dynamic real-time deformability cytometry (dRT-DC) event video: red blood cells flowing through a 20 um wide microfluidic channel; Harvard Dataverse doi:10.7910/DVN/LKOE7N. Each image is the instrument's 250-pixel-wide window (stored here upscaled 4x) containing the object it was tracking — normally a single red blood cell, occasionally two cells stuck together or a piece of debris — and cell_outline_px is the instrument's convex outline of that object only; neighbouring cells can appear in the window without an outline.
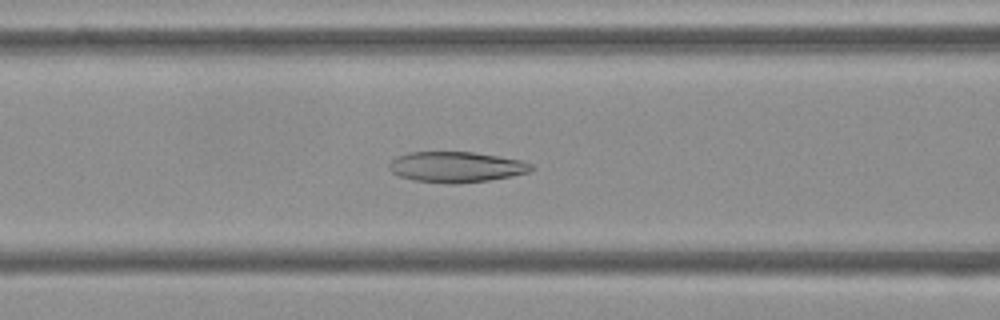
{"species": "Egyptian fruit bat (a non-hibernating species)", "species_latin": "Rousettus aegyptiacus", "temperature_condition": "cold", "stored_images_in_passage": 54, "camera_frame_rate_fps": 3000, "um_per_image_px": 0.085, "frame": {"image": 1, "passage_image": 22, "time_ms": 7.0, "image_size_px": [1000, 320], "cell_outline_px": [[536, 168], [528, 172], [512, 176], [488, 180], [456, 184], [452, 184], [412, 180], [400, 176], [392, 172], [388, 168], [388, 164], [396, 156], [408, 152], [472, 152], [500, 156], [520, 160], [532, 164]], "centroid_in_image_um": [38.77, 14.19], "position_along_channel_um": 127.8, "area_um2": 25.49}}
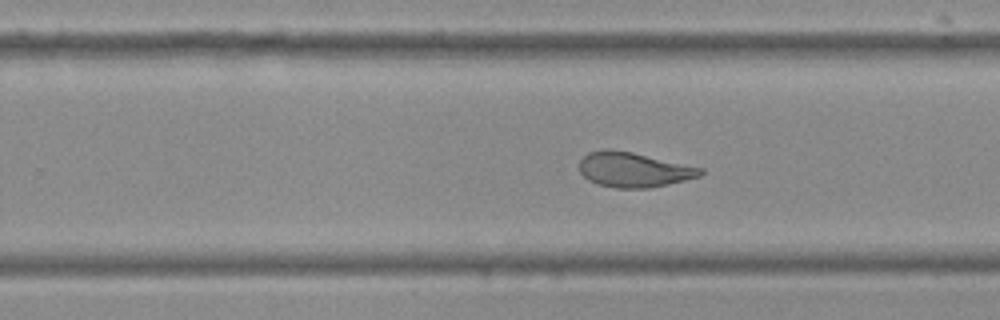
{"frame": {"image": 2, "passage_image": 34, "time_ms": 11.0, "image_size_px": [1000, 320], "cell_outline_px": [[704, 172], [700, 176], [668, 184], [648, 188], [616, 188], [596, 184], [588, 180], [580, 172], [580, 160], [588, 152], [604, 148], [608, 148], [632, 152], [704, 168]], "centroid_in_image_um": [53.84, 14.42], "position_along_channel_um": 276.0, "area_um2": 24.68}}
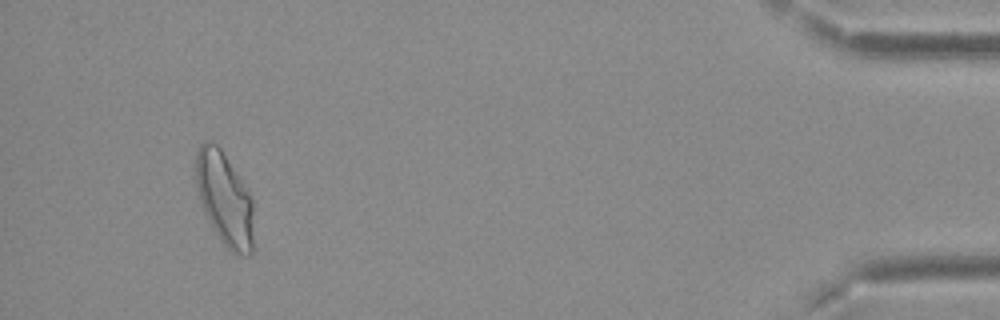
{"frame": {"image": 3, "passage_image": 51, "time_ms": 16.667, "image_size_px": [1000, 320], "cell_outline_px": [[252, 252], [248, 256], [244, 256], [232, 252], [220, 240], [212, 228], [204, 212], [200, 200], [196, 184], [196, 152], [200, 144], [204, 140], [212, 140], [220, 148], [252, 196]], "centroid_in_image_um": [19.07, 16.89], "position_along_channel_um": 416.1, "area_um2": 31.27}, "authors_computed_cell_mechanics": {"area_um2": 27.2238, "velocity_mm_per_s": 3.7105, "shape_relaxation_time_tau1_ms": null, "shape_relaxation_time_tau2_ms": 1.5064, "deformation_change_tau1": null, "deformation_change_tau2": 0.077}}